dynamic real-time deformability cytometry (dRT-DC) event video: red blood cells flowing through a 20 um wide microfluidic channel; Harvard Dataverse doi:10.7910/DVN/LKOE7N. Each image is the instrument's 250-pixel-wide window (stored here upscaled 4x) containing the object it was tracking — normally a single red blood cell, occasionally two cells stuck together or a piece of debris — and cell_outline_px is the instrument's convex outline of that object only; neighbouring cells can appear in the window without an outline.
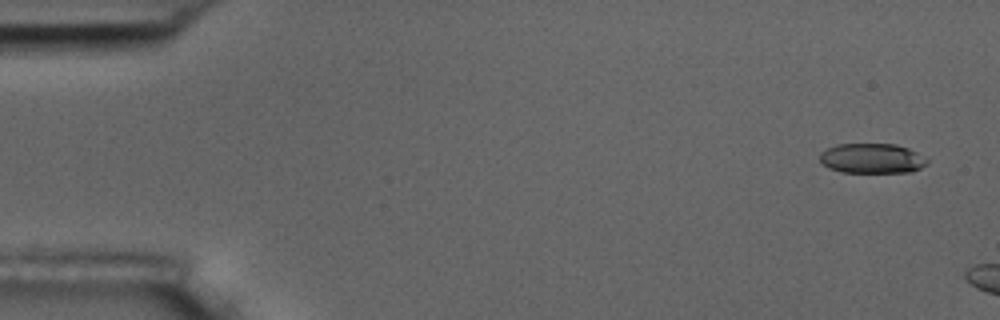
{"species": "common noctule bat (a hibernating species)", "species_latin": "Nyctalus noctula", "temperature_condition": "room temperature", "stored_images_in_passage": 3, "camera_frame_rate_fps": 3000, "um_per_image_px": 0.085, "animal": {"sex": "male", "body_mass_g": 17.5, "forearm_length_mm": 52.3}, "frame": {"image": 1, "passage_image": 1, "time_ms": 0.0, "image_size_px": [1000, 320], "cell_outline_px": [[928, 164], [912, 172], [840, 172], [828, 168], [820, 160], [820, 152], [836, 144], [896, 144], [908, 148], [916, 152], [928, 160]], "centroid_in_image_um": [74.12, 13.46], "position_along_channel_um": 10.9, "area_um2": 18.73}}